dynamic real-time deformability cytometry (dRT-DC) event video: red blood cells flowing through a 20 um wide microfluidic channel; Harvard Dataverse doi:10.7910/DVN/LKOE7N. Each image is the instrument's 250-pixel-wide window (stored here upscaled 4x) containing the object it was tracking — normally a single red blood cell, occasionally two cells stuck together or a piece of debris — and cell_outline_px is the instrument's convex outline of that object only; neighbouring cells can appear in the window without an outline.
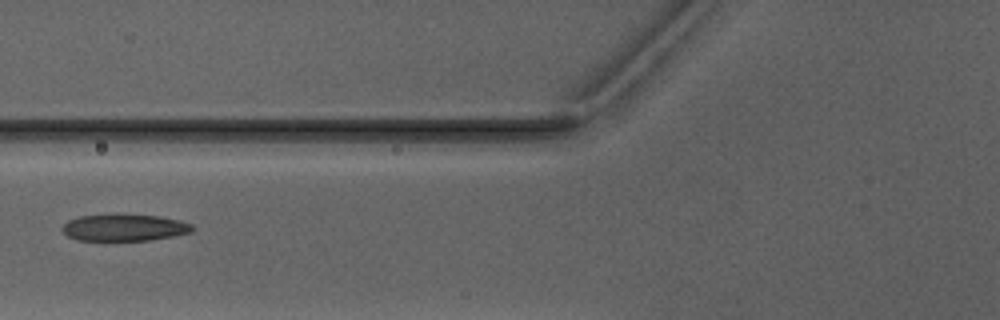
{"species": "Egyptian fruit bat (a non-hibernating species)", "species_latin": "Rousettus aegyptiacus", "temperature_condition": "warm", "stored_images_in_passage": 5, "camera_frame_rate_fps": 3000, "um_per_image_px": 0.085, "animal": {"sex": "male"}, "frame": {"image": 1, "passage_image": 5, "time_ms": 5.667, "image_size_px": [1000, 320], "cell_outline_px": [[196, 228], [192, 232], [172, 236], [148, 240], [104, 244], [76, 240], [68, 236], [60, 228], [68, 220], [80, 216], [116, 212], [160, 216], [192, 224]], "centroid_in_image_um": [10.48, 19.37], "position_along_channel_um": 115.3, "area_um2": 21.85}}